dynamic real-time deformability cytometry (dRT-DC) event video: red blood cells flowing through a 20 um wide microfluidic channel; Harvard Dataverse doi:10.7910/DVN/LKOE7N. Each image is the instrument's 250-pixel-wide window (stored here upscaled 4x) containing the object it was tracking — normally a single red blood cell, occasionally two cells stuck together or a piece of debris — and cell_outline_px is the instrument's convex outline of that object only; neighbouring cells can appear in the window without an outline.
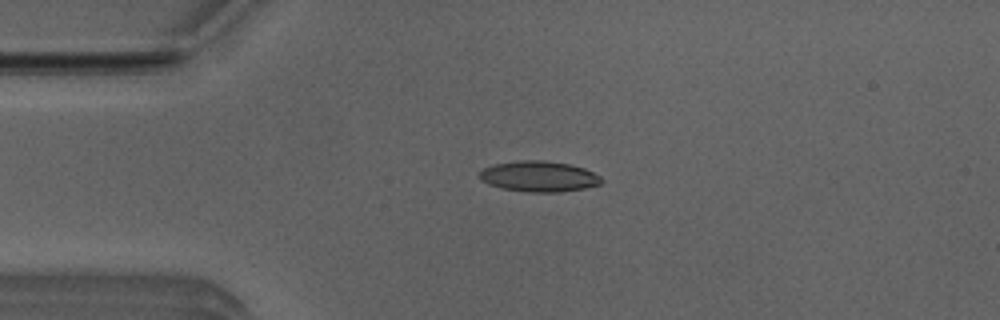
{"species": "Egyptian fruit bat (a non-hibernating species)", "species_latin": "Rousettus aegyptiacus", "temperature_condition": "room temperature", "stored_images_in_passage": 5, "camera_frame_rate_fps": 3000, "um_per_image_px": 0.085, "animal": {"sex": "male"}, "frame": {"image": 1, "passage_image": 4, "time_ms": 1.0, "image_size_px": [1000, 320], "cell_outline_px": [[604, 180], [600, 184], [584, 188], [556, 192], [528, 192], [500, 188], [488, 184], [480, 180], [476, 176], [484, 168], [492, 164], [520, 160], [544, 160], [572, 164], [584, 168], [600, 176]], "centroid_in_image_um": [45.77, 14.98], "position_along_channel_um": 39.2, "area_um2": 22.02}}